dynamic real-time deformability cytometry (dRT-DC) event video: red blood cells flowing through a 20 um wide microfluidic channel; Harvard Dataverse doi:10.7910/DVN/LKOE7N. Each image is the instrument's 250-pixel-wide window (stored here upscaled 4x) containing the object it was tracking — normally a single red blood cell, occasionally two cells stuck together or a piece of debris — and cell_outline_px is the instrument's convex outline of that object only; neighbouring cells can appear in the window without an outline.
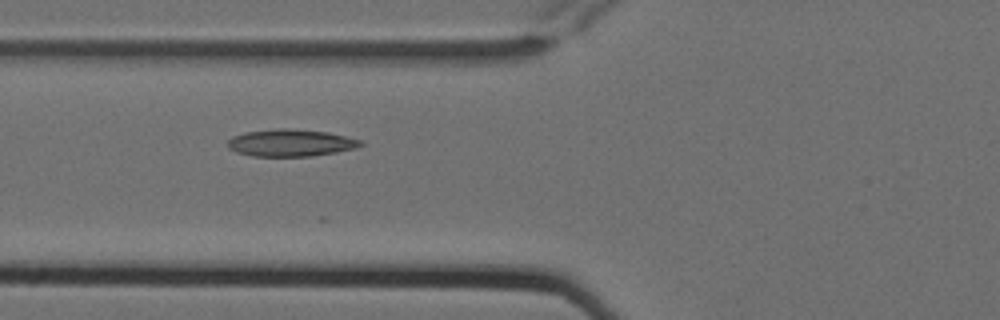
{"species": "Egyptian fruit bat (a non-hibernating species)", "species_latin": "Rousettus aegyptiacus", "temperature_condition": "cold", "stored_images_in_passage": 6, "camera_frame_rate_fps": 3000, "um_per_image_px": 0.085, "animal": {"sex": "female"}, "frame": {"image": 1, "passage_image": 6, "time_ms": 1.667, "image_size_px": [1000, 320], "cell_outline_px": [[364, 144], [356, 148], [336, 152], [312, 156], [252, 156], [236, 152], [228, 148], [228, 140], [232, 136], [244, 132], [276, 128], [292, 128], [328, 132], [360, 140]], "centroid_in_image_um": [24.68, 12.13], "position_along_channel_um": 101.1, "area_um2": 21.1}}